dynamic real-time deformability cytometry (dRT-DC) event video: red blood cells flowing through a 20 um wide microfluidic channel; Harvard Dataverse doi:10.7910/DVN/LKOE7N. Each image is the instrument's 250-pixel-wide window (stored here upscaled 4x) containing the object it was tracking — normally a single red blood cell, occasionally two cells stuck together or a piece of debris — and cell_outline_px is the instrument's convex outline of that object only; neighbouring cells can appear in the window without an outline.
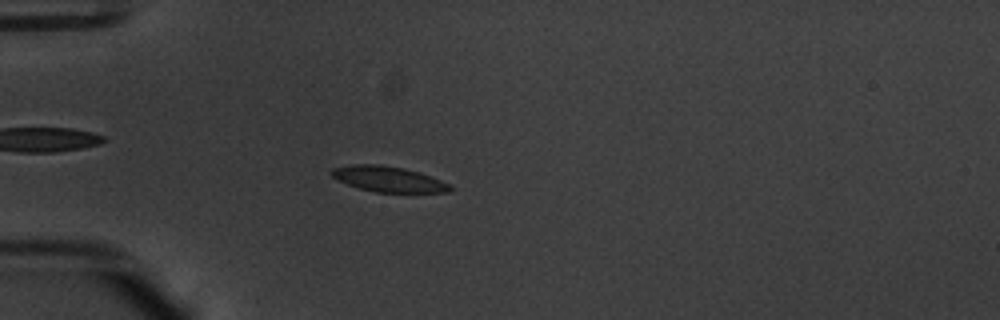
{"species": "common noctule bat (a hibernating species)", "species_latin": "Nyctalus noctula", "temperature_condition": "warm", "stored_images_in_passage": 6, "camera_frame_rate_fps": 3000, "um_per_image_px": 0.085, "animal": {"sex": "male", "body_mass_g": 20.1, "forearm_length_mm": 53.5}, "frame": {"image": 1, "passage_image": 2, "time_ms": 0.333, "image_size_px": [1000, 320], "cell_outline_px": [[452, 188], [448, 192], [376, 192], [360, 188], [336, 180], [328, 172], [332, 168], [352, 164], [380, 164], [404, 168], [420, 172], [440, 180], [448, 184]], "centroid_in_image_um": [32.95, 15.21], "position_along_channel_um": 52.0, "area_um2": 17.57}}